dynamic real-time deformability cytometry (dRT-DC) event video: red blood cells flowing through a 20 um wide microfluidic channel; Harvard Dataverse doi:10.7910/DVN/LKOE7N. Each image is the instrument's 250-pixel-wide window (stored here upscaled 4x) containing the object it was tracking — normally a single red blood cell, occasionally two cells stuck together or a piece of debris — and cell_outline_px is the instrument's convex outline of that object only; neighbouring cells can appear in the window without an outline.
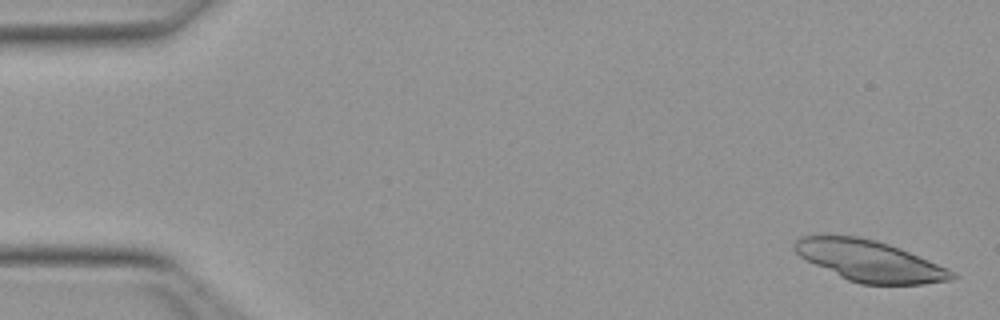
{"species": "Egyptian fruit bat (a non-hibernating species)", "species_latin": "Rousettus aegyptiacus", "temperature_condition": "warm", "stored_images_in_passage": 10, "camera_frame_rate_fps": 3000, "um_per_image_px": 0.085, "animal": {"sex": "female"}, "frame": {"image": 1, "passage_image": 2, "time_ms": 0.333, "image_size_px": [1000, 320], "cell_outline_px": [[960, 276], [952, 280], [924, 284], [860, 284], [848, 280], [800, 256], [796, 252], [796, 240], [800, 236], [856, 236], [876, 240], [888, 244], [948, 268], [956, 272]], "centroid_in_image_um": [74.0, 22.19], "position_along_channel_um": 11.0, "area_um2": 36.93}}